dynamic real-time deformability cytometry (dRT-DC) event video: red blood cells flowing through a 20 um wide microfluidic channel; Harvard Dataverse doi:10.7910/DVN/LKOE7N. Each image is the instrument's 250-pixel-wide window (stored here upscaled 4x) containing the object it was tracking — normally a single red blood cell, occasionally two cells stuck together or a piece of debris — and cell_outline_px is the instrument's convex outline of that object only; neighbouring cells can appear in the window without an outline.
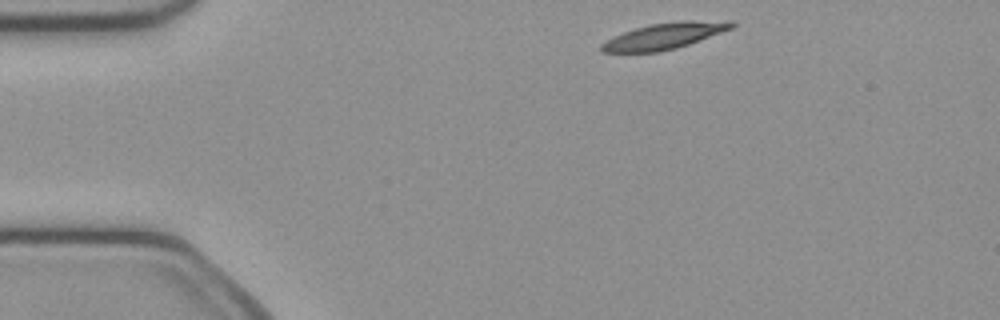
{"species": "common noctule bat (a hibernating species)", "species_latin": "Nyctalus noctula", "temperature_condition": "cold", "stored_images_in_passage": 43, "camera_frame_rate_fps": 3000, "um_per_image_px": 0.085, "animal": {"sex": "female", "body_mass_g": 21.9}, "frame": {"image": 1, "passage_image": 1, "time_ms": 0.0, "image_size_px": [1000, 320], "cell_outline_px": [[736, 24], [732, 28], [700, 40], [676, 48], [660, 52], [600, 52], [600, 44], [624, 32], [636, 28], [652, 24], [684, 20], [732, 20]], "centroid_in_image_um": [56.52, 3.05], "position_along_channel_um": 28.5, "area_um2": 19.71}}
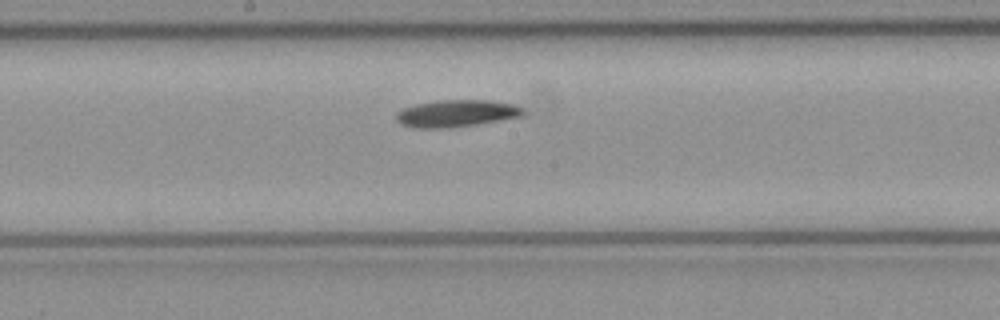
{"frame": {"image": 2, "passage_image": 19, "time_ms": 6.0, "image_size_px": [1000, 320], "cell_outline_px": [[524, 116], [452, 128], [416, 128], [400, 124], [396, 120], [396, 112], [404, 108], [416, 104], [436, 100], [488, 100], [512, 104], [520, 108], [524, 112]], "centroid_in_image_um": [38.75, 9.64], "position_along_channel_um": 209.4, "area_um2": 20.0}}
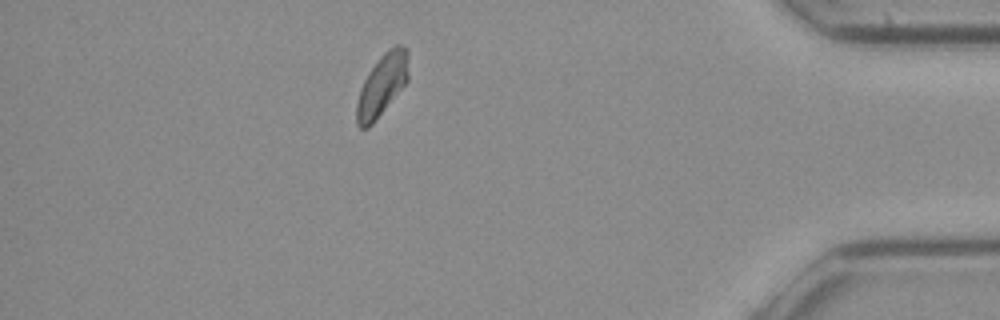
{"frame": {"image": 3, "passage_image": 37, "time_ms": 12.0, "image_size_px": [1000, 320], "cell_outline_px": [[408, 80], [372, 124], [368, 128], [360, 128], [356, 124], [356, 104], [360, 88], [368, 72], [380, 56], [388, 48], [396, 44], [404, 44], [408, 48]], "centroid_in_image_um": [32.47, 7.18], "position_along_channel_um": 402.7, "area_um2": 18.73}, "authors_computed_cell_mechanics": {"area_um2": 18.9584, "velocity_mm_per_s": 3.9916, "shape_relaxation_time_tau1_ms": 5.6313, "shape_relaxation_time_tau2_ms": null, "deformation_change_tau1": 0.1297, "deformation_change_tau2": null}}